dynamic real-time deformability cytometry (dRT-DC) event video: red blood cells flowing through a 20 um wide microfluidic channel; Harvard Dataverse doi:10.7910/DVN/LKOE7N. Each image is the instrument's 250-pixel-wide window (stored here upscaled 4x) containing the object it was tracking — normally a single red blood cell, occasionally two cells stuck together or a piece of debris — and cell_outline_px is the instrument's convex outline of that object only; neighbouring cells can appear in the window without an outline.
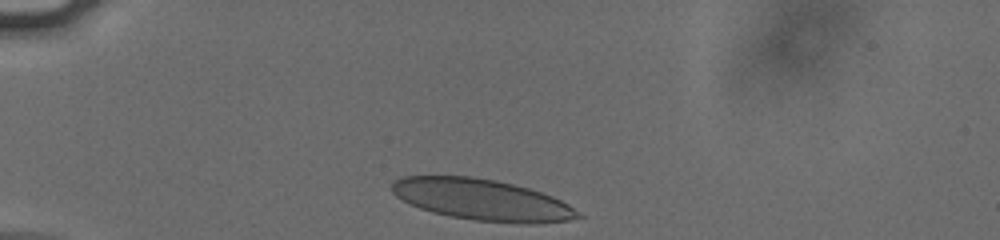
{"species": "human", "species_latin": "Homo sapiens", "temperature_condition": "cold", "stored_images_in_passage": 33, "camera_frame_rate_fps": 3000, "um_per_image_px": 0.085, "donor": {"sex": "male"}, "frame": {"image": 1, "passage_image": 1, "time_ms": 0.0, "image_size_px": [1000, 240], "cell_outline_px": [[584, 216], [568, 220], [536, 224], [516, 224], [476, 220], [452, 216], [432, 212], [420, 208], [396, 196], [392, 192], [392, 184], [396, 180], [404, 176], [472, 176], [496, 180], [528, 188], [552, 196], [568, 204], [580, 212]], "centroid_in_image_um": [41.01, 16.98], "position_along_channel_um": 44.0, "area_um2": 44.56}}
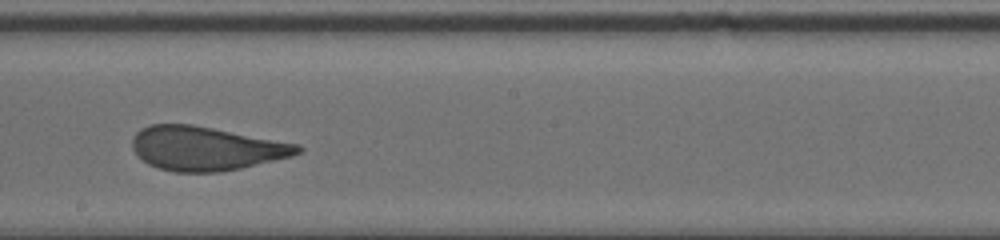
{"frame": {"image": 2, "passage_image": 19, "time_ms": 6.0, "image_size_px": [1000, 240], "cell_outline_px": [[304, 148], [300, 152], [292, 156], [240, 168], [220, 172], [176, 172], [156, 168], [148, 164], [132, 148], [132, 140], [136, 132], [140, 128], [152, 124], [192, 124], [300, 144]], "centroid_in_image_um": [17.51, 12.61], "position_along_channel_um": 230.7, "area_um2": 42.31}}
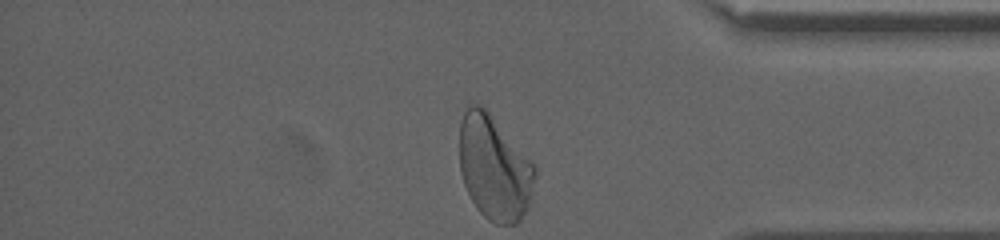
{"frame": {"image": 3, "passage_image": 33, "time_ms": 10.667, "image_size_px": [1000, 240], "cell_outline_px": [[536, 176], [528, 208], [520, 220], [516, 224], [496, 224], [488, 220], [476, 208], [464, 184], [460, 172], [460, 124], [464, 112], [468, 104], [480, 104], [488, 112], [536, 164]], "centroid_in_image_um": [42.03, 14.28], "position_along_channel_um": 393.2, "area_um2": 46.12}, "authors_computed_cell_mechanics": {"area_um2": 43.1766, "velocity_mm_per_s": 3.7939, "shape_relaxation_time_tau1_ms": 10.4591, "shape_relaxation_time_tau2_ms": 0.8486, "deformation_change_tau1": 0.2661, "deformation_change_tau2": 0.0867}}